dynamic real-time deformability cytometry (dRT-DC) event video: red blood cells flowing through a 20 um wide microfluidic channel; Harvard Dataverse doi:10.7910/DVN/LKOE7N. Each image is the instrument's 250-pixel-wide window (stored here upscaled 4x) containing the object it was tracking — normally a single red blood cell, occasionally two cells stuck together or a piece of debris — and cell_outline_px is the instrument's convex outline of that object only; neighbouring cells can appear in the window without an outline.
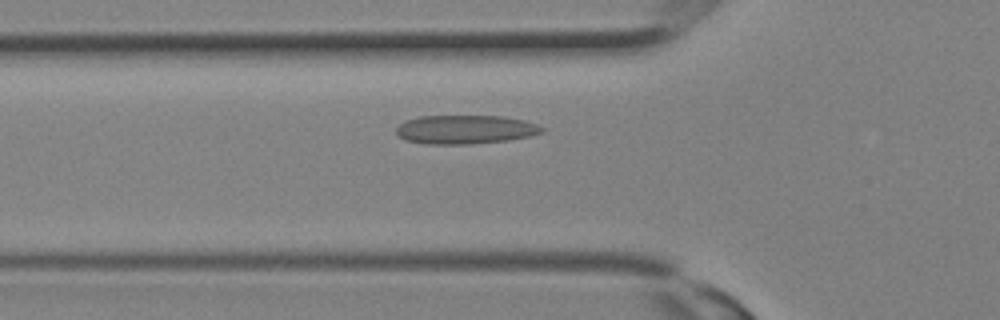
{"species": "Egyptian fruit bat (a non-hibernating species)", "species_latin": "Rousettus aegyptiacus", "temperature_condition": "room temperature", "stored_images_in_passage": 21, "camera_frame_rate_fps": 3000, "um_per_image_px": 0.085, "animal": {"sex": "female"}, "frame": {"image": 1, "passage_image": 2, "time_ms": 0.333, "image_size_px": [1000, 320], "cell_outline_px": [[544, 132], [528, 136], [508, 140], [468, 144], [428, 144], [404, 140], [396, 132], [396, 128], [400, 124], [408, 120], [420, 116], [500, 116], [524, 120], [536, 124], [544, 128]], "centroid_in_image_um": [39.55, 11.01], "position_along_channel_um": 86.3, "area_um2": 24.28}}
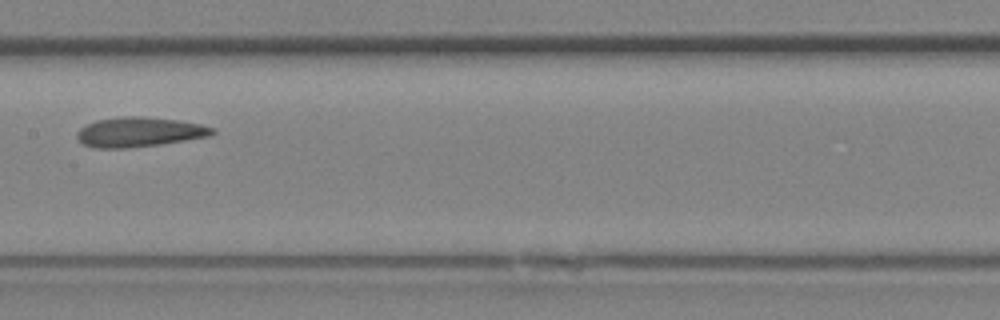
{"frame": {"image": 2, "passage_image": 7, "time_ms": 2.0, "image_size_px": [1000, 320], "cell_outline_px": [[216, 132], [208, 136], [160, 144], [128, 148], [92, 148], [84, 144], [76, 136], [76, 132], [80, 128], [96, 120], [120, 116], [144, 116], [180, 120], [200, 124], [216, 128]], "centroid_in_image_um": [11.83, 11.21], "position_along_channel_um": 195.6, "area_um2": 23.52}}
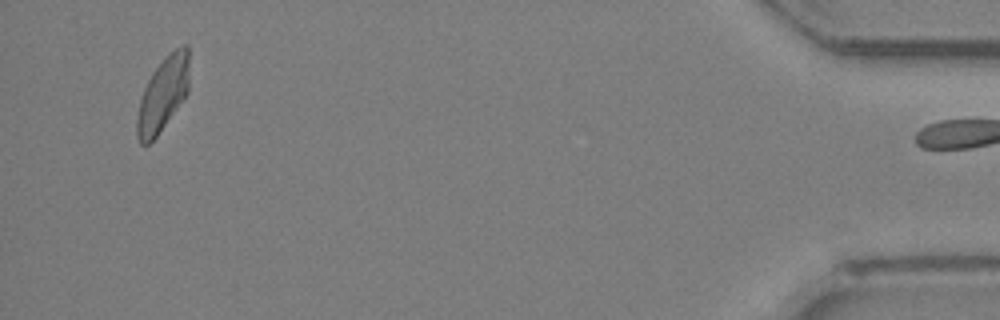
{"frame": {"image": 3, "passage_image": 21, "time_ms": 6.667, "image_size_px": [1000, 320], "cell_outline_px": [[188, 92], [156, 136], [148, 144], [140, 144], [136, 136], [136, 120], [140, 100], [144, 88], [152, 72], [176, 48], [184, 44], [188, 44]], "centroid_in_image_um": [13.82, 8.03], "position_along_channel_um": 421.4, "area_um2": 21.96}}